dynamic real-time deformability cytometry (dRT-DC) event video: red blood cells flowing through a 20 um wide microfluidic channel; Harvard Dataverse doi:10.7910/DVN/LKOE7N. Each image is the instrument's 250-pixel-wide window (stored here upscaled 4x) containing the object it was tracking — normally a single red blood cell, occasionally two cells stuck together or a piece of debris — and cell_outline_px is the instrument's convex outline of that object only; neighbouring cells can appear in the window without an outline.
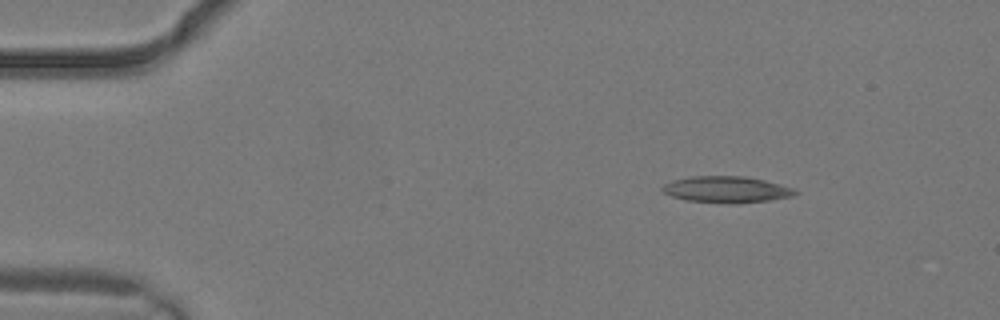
{"species": "common noctule bat (a hibernating species)", "species_latin": "Nyctalus noctula", "temperature_condition": "warm", "stored_images_in_passage": 2, "camera_frame_rate_fps": 3000, "um_per_image_px": 0.085, "animal": {"sex": "male", "body_mass_g": 19.2, "forearm_length_mm": 51.8}, "frame": {"image": 1, "passage_image": 1, "time_ms": 0.0, "image_size_px": [1000, 320], "cell_outline_px": [[800, 192], [792, 196], [768, 200], [736, 204], [684, 200], [672, 196], [664, 192], [660, 188], [664, 184], [672, 180], [692, 176], [744, 176], [764, 180], [780, 184], [792, 188]], "centroid_in_image_um": [61.73, 16.1], "position_along_channel_um": 23.3, "area_um2": 20.4}}